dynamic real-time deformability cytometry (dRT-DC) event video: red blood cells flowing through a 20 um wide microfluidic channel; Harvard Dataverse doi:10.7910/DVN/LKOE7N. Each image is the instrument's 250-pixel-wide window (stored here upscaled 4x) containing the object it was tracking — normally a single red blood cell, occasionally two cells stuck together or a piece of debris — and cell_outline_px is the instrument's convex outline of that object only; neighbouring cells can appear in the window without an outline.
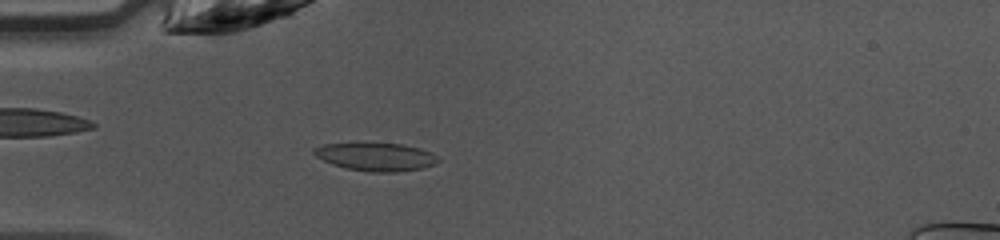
{"species": "common noctule bat (a hibernating species)", "species_latin": "Nyctalus noctula", "temperature_condition": "warm", "stored_images_in_passage": 36, "camera_frame_rate_fps": 3000, "um_per_image_px": 0.085, "animal": {"sex": "female", "body_mass_g": 10.0, "forearm_length_mm": 53.1}, "frame": {"image": 1, "passage_image": 3, "time_ms": 0.667, "image_size_px": [1000, 240], "cell_outline_px": [[440, 160], [436, 164], [420, 168], [396, 172], [368, 172], [344, 168], [332, 164], [316, 156], [312, 152], [312, 148], [324, 144], [356, 140], [404, 144], [420, 148], [432, 152], [440, 156]], "centroid_in_image_um": [31.92, 13.27], "position_along_channel_um": 53.1, "area_um2": 21.44}}
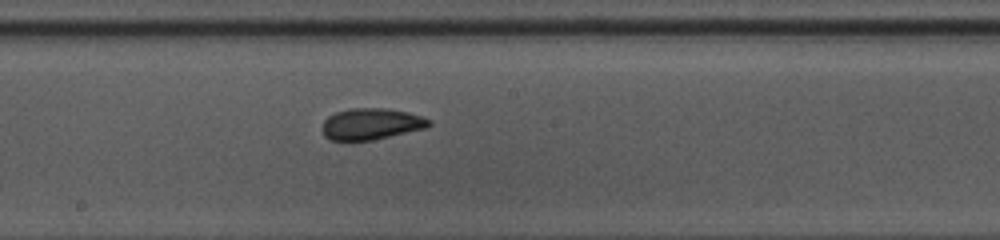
{"frame": {"image": 2, "passage_image": 15, "time_ms": 4.667, "image_size_px": [1000, 240], "cell_outline_px": [[432, 124], [424, 128], [372, 140], [332, 140], [324, 136], [320, 128], [324, 120], [328, 116], [336, 112], [348, 108], [384, 108], [408, 112], [432, 120]], "centroid_in_image_um": [31.51, 10.52], "position_along_channel_um": 216.7, "area_um2": 19.48}}
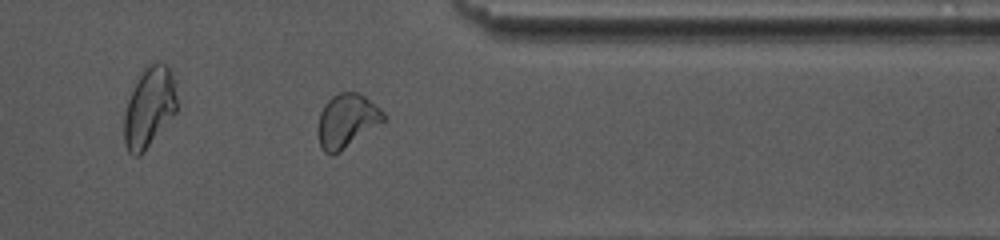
{"frame": {"image": 3, "passage_image": 27, "time_ms": 8.667, "image_size_px": [1000, 240], "cell_outline_px": [[384, 120], [340, 152], [332, 156], [328, 156], [320, 148], [320, 112], [324, 104], [332, 96], [340, 92], [360, 92], [380, 108], [384, 112]], "centroid_in_image_um": [29.48, 10.26], "position_along_channel_um": 381.9, "area_um2": 20.17}, "authors_computed_cell_mechanics": {"area_um2": 19.9699, "velocity_mm_per_s": 4.2579, "shape_relaxation_time_tau1_ms": 4.4701, "shape_relaxation_time_tau2_ms": 1.0549, "deformation_change_tau1": 0.1287, "deformation_change_tau2": 0.0537}}